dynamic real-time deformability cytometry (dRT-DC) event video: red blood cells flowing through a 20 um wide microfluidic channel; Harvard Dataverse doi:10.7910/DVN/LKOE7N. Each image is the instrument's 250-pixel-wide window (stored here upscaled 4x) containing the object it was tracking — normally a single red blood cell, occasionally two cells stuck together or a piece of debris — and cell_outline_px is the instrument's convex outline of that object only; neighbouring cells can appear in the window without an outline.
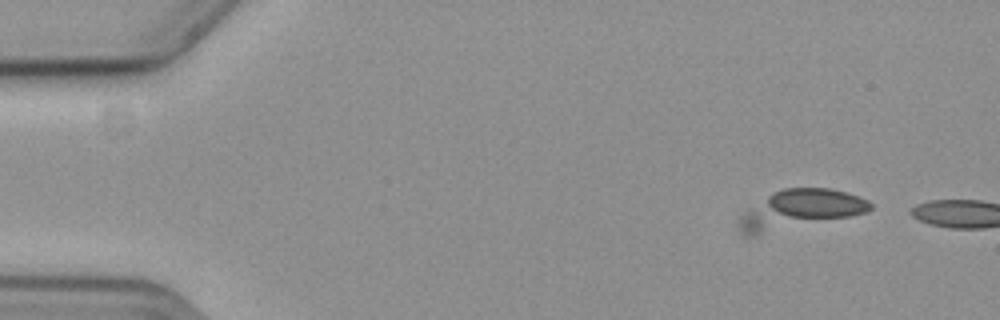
{"species": "common noctule bat (a hibernating species)", "species_latin": "Nyctalus noctula", "temperature_condition": "cold", "stored_images_in_passage": 4, "camera_frame_rate_fps": 3000, "um_per_image_px": 0.085, "animal": {"sex": "female", "body_mass_g": 19.3, "forearm_length_mm": 54.1}, "frame": {"image": 1, "passage_image": 1, "time_ms": 0.0, "image_size_px": [1000, 320], "cell_outline_px": [[872, 208], [868, 212], [756, 236], [744, 236], [740, 232], [740, 216], [744, 212], [772, 192], [784, 188], [828, 188], [844, 192], [868, 200], [872, 204]], "centroid_in_image_um": [67.96, 17.82], "position_along_channel_um": 17.0, "area_um2": 29.48}}